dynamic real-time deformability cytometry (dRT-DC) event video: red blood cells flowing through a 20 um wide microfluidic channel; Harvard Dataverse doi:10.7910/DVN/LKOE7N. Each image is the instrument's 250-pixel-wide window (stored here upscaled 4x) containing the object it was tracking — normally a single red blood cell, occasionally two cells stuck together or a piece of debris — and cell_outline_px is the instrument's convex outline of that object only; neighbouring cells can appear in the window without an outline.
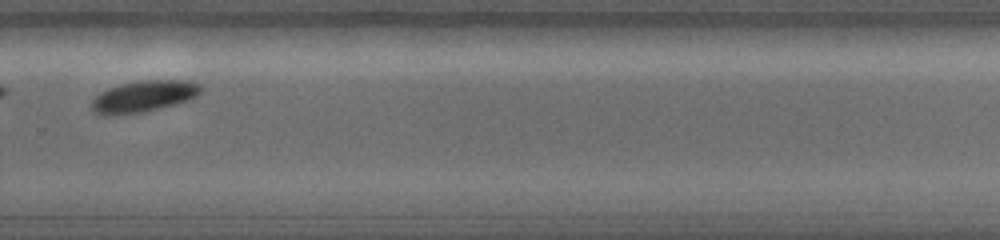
{"species": "common noctule bat (a hibernating species)", "species_latin": "Nyctalus noctula", "temperature_condition": "warm", "stored_images_in_passage": 13, "camera_frame_rate_fps": 5000, "um_per_image_px": 0.085, "animal": {"sex": "female", "body_mass_g": 19.0, "forearm_length_mm": 56.7}, "frame": {"image": 1, "passage_image": 13, "time_ms": 4.4, "image_size_px": [1000, 240], "cell_outline_px": [[204, 88], [192, 100], [140, 112], [108, 116], [104, 116], [92, 112], [92, 100], [100, 92], [108, 88], [120, 84], [144, 80], [192, 80], [200, 84]], "centroid_in_image_um": [12.23, 8.18], "position_along_channel_um": 317.6, "area_um2": 20.17}}